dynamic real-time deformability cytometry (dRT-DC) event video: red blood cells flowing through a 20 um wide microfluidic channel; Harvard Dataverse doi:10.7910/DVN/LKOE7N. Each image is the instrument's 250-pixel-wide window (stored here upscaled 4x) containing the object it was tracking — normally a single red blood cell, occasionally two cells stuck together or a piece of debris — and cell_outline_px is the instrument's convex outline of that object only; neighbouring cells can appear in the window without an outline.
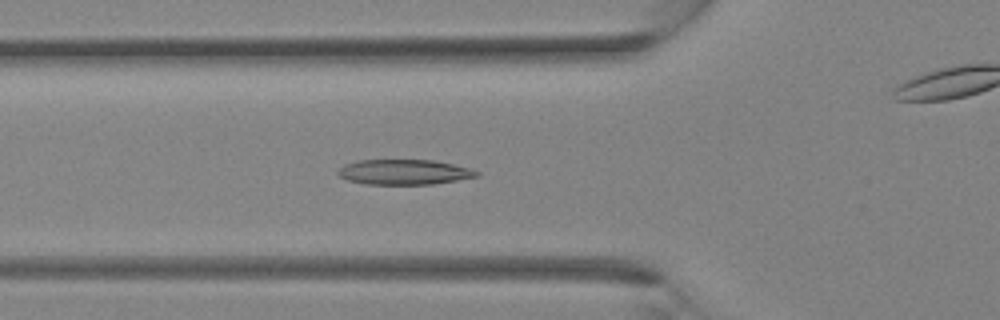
{"species": "Egyptian fruit bat (a non-hibernating species)", "species_latin": "Rousettus aegyptiacus", "temperature_condition": "room temperature", "stored_images_in_passage": 36, "camera_frame_rate_fps": 3000, "um_per_image_px": 0.085, "animal": {"sex": "female"}, "frame": {"image": 1, "passage_image": 13, "time_ms": 4.0, "image_size_px": [1000, 320], "cell_outline_px": [[480, 176], [432, 184], [368, 184], [348, 180], [340, 176], [336, 172], [344, 164], [356, 160], [432, 160], [472, 168], [480, 172]], "centroid_in_image_um": [34.36, 14.62], "position_along_channel_um": 91.4, "area_um2": 20.29}}
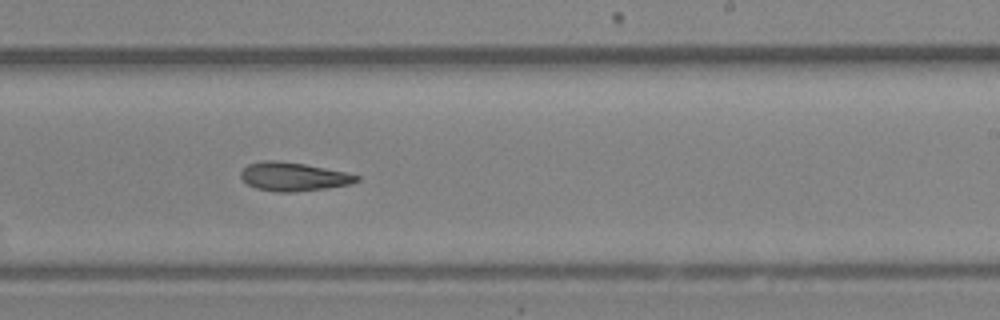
{"frame": {"image": 2, "passage_image": 22, "time_ms": 7.0, "image_size_px": [1000, 320], "cell_outline_px": [[360, 180], [352, 184], [324, 188], [292, 192], [276, 192], [256, 188], [248, 184], [240, 176], [240, 172], [248, 164], [264, 160], [276, 160], [304, 164], [344, 172], [360, 176]], "centroid_in_image_um": [24.93, 15.01], "position_along_channel_um": 264.1, "area_um2": 19.13}}
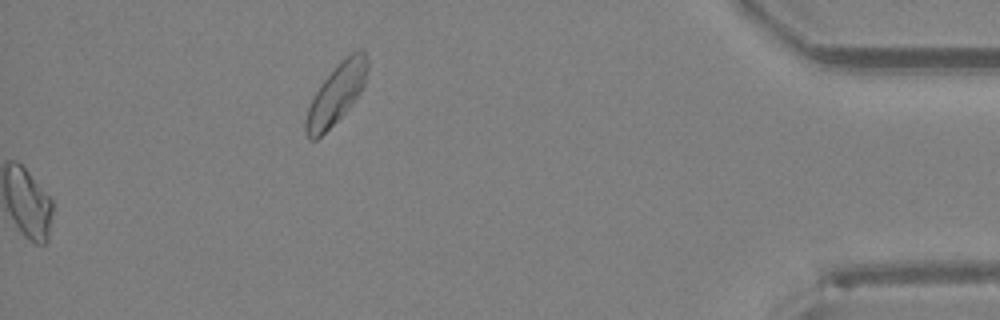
{"frame": {"image": 3, "passage_image": 36, "time_ms": 11.667, "image_size_px": [1000, 320], "cell_outline_px": [[368, 68], [364, 84], [360, 92], [344, 112], [316, 140], [308, 140], [304, 132], [304, 124], [308, 108], [320, 84], [352, 52], [364, 48], [368, 60]], "centroid_in_image_um": [28.57, 8.0], "position_along_channel_um": 406.6, "area_um2": 20.75}}